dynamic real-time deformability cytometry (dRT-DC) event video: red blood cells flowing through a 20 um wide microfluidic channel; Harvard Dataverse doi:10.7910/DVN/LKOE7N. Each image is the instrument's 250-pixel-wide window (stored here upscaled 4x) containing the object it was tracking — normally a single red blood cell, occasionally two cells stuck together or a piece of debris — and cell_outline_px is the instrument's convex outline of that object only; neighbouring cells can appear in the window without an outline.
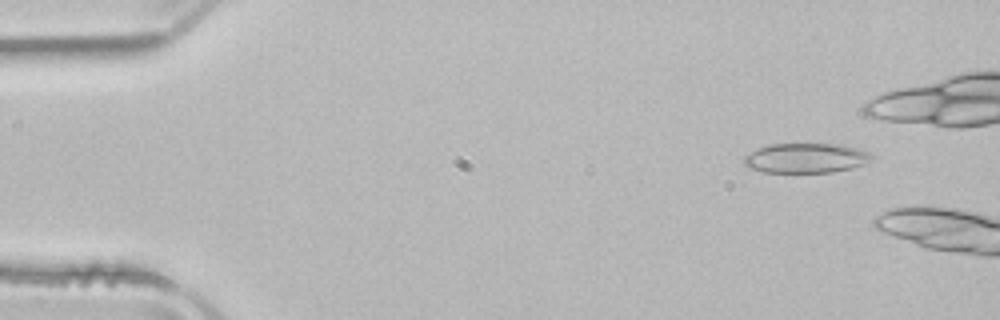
{"species": "common noctule bat (a hibernating species)", "species_latin": "Nyctalus noctula", "temperature_condition": "room temperature", "stored_images_in_passage": 44, "camera_frame_rate_fps": 3000, "um_per_image_px": 0.085, "animal": {"sex": "male", "body_mass_g": 21.5, "forearm_length_mm": 52.0}, "frame": {"image": 1, "passage_image": 5, "time_ms": 1.333, "image_size_px": [1000, 320], "cell_outline_px": [[876, 156], [872, 160], [864, 164], [852, 168], [832, 172], [764, 172], [748, 168], [744, 164], [744, 156], [768, 144], [840, 144], [856, 148], [868, 152]], "centroid_in_image_um": [68.53, 13.44], "position_along_channel_um": 16.5, "area_um2": 22.14}}
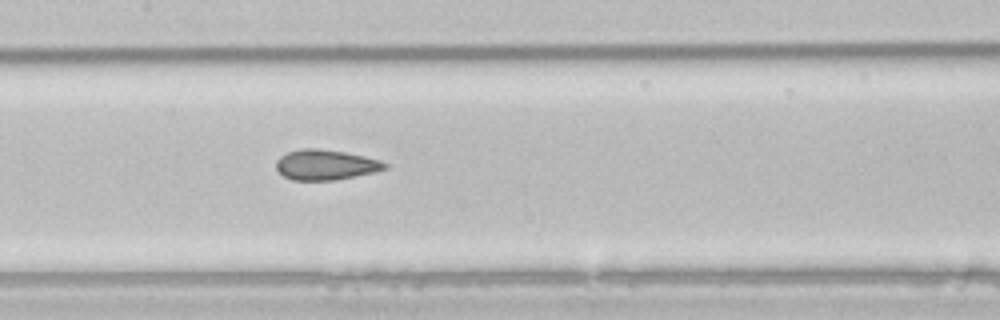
{"frame": {"image": 2, "passage_image": 25, "time_ms": 8.0, "image_size_px": [1000, 320], "cell_outline_px": [[388, 168], [372, 172], [336, 180], [292, 180], [284, 176], [276, 168], [276, 160], [280, 156], [288, 152], [300, 148], [320, 148], [344, 152], [364, 156], [380, 160], [388, 164]], "centroid_in_image_um": [27.66, 14.0], "position_along_channel_um": 179.7, "area_um2": 19.13}}
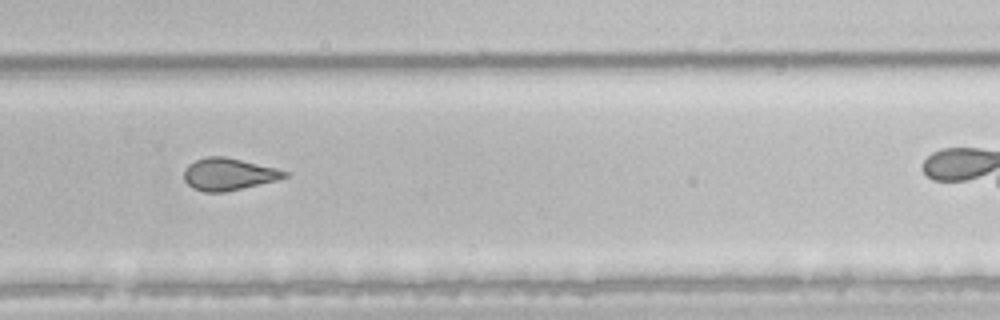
{"frame": {"image": 3, "passage_image": 35, "time_ms": 11.333, "image_size_px": [1000, 320], "cell_outline_px": [[288, 176], [276, 180], [224, 192], [204, 192], [192, 188], [184, 180], [184, 172], [188, 164], [196, 160], [208, 156], [224, 156], [276, 168], [288, 172]], "centroid_in_image_um": [19.39, 14.8], "position_along_channel_um": 310.4, "area_um2": 18.61}, "authors_computed_cell_mechanics": {"area_um2": 19.941, "velocity_mm_per_s": 3.9391, "shape_relaxation_time_tau1_ms": null, "shape_relaxation_time_tau2_ms": 1.4124, "deformation_change_tau1": null, "deformation_change_tau2": 0.0772}}